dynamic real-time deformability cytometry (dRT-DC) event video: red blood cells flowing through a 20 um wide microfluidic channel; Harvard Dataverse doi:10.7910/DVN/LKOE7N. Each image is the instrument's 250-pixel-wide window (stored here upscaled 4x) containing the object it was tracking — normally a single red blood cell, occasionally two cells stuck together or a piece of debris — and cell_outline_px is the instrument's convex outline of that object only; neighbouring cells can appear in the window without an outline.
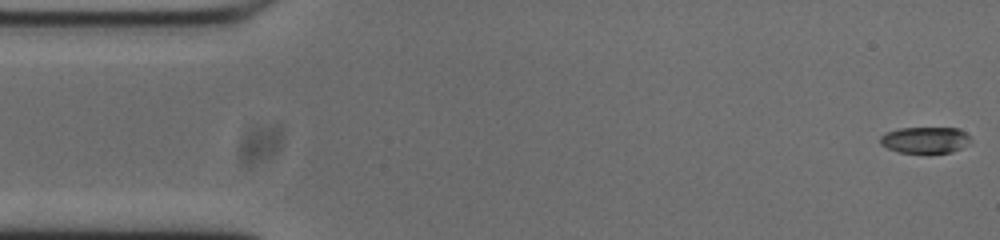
{"species": "common noctule bat (a hibernating species)", "species_latin": "Nyctalus noctula", "temperature_condition": "cold", "stored_images_in_passage": 54, "camera_frame_rate_fps": 3000, "um_per_image_px": 0.085, "animal": {"sex": "male", "body_mass_g": 20.0, "forearm_length_mm": 53.3}, "frame": {"image": 1, "passage_image": 1, "time_ms": 0.0, "image_size_px": [1000, 240], "cell_outline_px": [[972, 140], [968, 144], [952, 152], [928, 156], [900, 152], [888, 148], [880, 144], [880, 136], [884, 132], [900, 128], [960, 128]], "centroid_in_image_um": [78.63, 11.94], "position_along_channel_um": 6.4, "area_um2": 14.51}}
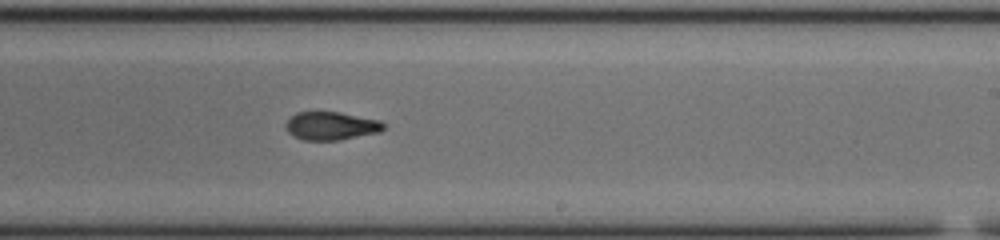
{"frame": {"image": 2, "passage_image": 31, "time_ms": 10.0, "image_size_px": [1000, 240], "cell_outline_px": [[384, 128], [380, 132], [340, 140], [304, 140], [292, 136], [288, 132], [284, 124], [296, 112], [340, 112], [380, 120], [384, 124]], "centroid_in_image_um": [28.13, 10.7], "position_along_channel_um": 260.9, "area_um2": 16.13}}
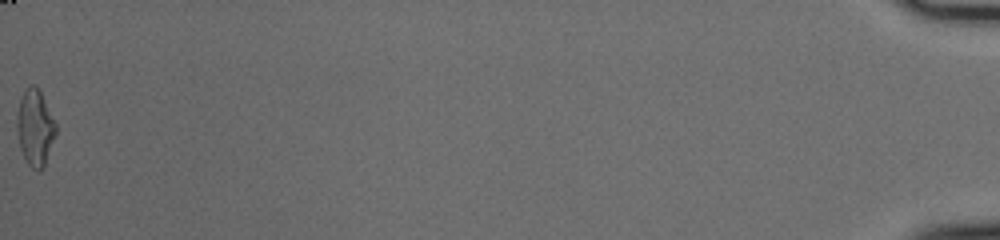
{"frame": {"image": 3, "passage_image": 54, "time_ms": 17.667, "image_size_px": [1000, 240], "cell_outline_px": [[56, 136], [44, 168], [40, 172], [36, 172], [28, 164], [20, 148], [16, 128], [16, 120], [20, 100], [24, 88], [32, 84], [40, 92], [56, 124]], "centroid_in_image_um": [2.98, 10.91], "position_along_channel_um": 432.2, "area_um2": 17.34}, "authors_computed_cell_mechanics": {"area_um2": 16.3574, "velocity_mm_per_s": 3.739, "shape_relaxation_time_tau1_ms": 10.8912, "shape_relaxation_time_tau2_ms": 2.6047, "deformation_change_tau1": 0.3238, "deformation_change_tau2": 0.0748}}